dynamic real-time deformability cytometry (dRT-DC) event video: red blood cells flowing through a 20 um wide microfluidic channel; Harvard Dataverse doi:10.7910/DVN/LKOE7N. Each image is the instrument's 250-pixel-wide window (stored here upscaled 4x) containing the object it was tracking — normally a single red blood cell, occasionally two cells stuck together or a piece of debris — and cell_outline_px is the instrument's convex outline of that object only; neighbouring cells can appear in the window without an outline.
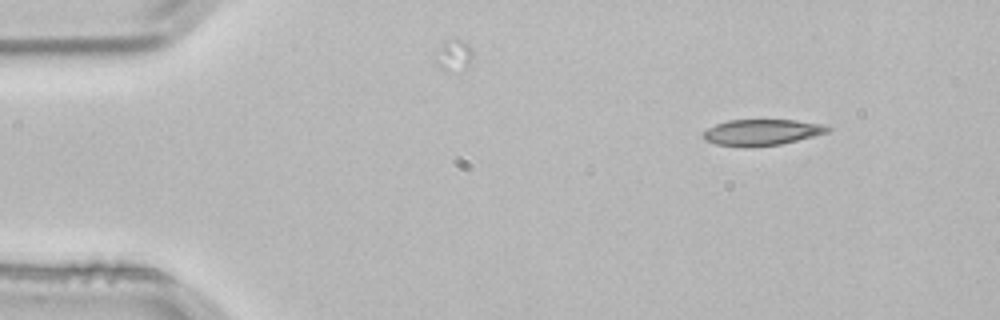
{"species": "common noctule bat (a hibernating species)", "species_latin": "Nyctalus noctula", "temperature_condition": "room temperature", "stored_images_in_passage": 3, "camera_frame_rate_fps": 3000, "um_per_image_px": 0.085, "animal": {"sex": "male", "body_mass_g": 21.5, "forearm_length_mm": 52.0}, "frame": {"image": 1, "passage_image": 1, "time_ms": 0.0, "image_size_px": [1000, 320], "cell_outline_px": [[832, 128], [828, 132], [780, 144], [752, 148], [744, 148], [716, 144], [704, 140], [704, 132], [708, 128], [716, 124], [728, 120], [796, 120], [824, 124]], "centroid_in_image_um": [64.74, 11.26], "position_along_channel_um": 20.3, "area_um2": 19.02}}
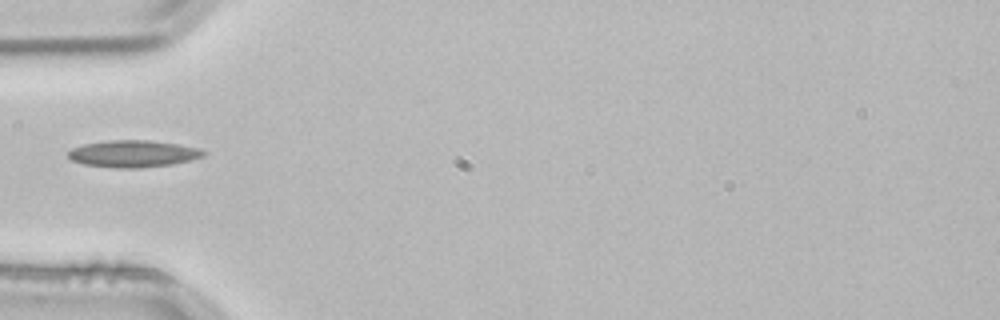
{"frame": {"image": 2, "passage_image": 3, "time_ms": 0.667, "image_size_px": [1000, 320], "cell_outline_px": [[208, 152], [204, 156], [172, 164], [140, 168], [116, 168], [84, 164], [72, 160], [68, 156], [68, 152], [72, 148], [84, 144], [108, 140], [148, 140], [176, 144], [200, 148]], "centroid_in_image_um": [11.33, 13.06], "position_along_channel_um": 73.7, "area_um2": 21.15}}